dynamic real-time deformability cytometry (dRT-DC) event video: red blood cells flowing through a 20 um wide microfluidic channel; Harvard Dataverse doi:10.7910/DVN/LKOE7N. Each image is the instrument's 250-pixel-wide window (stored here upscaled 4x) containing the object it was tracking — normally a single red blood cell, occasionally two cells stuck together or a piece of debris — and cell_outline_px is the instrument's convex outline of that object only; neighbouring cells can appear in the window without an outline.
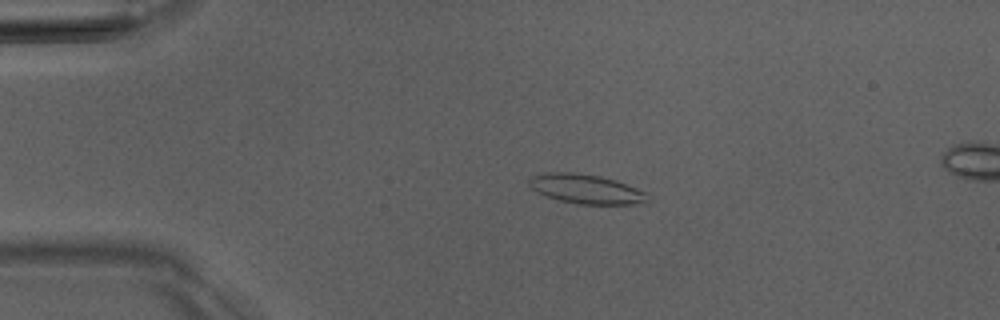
{"species": "Egyptian fruit bat (a non-hibernating species)", "species_latin": "Rousettus aegyptiacus", "temperature_condition": "room temperature", "stored_images_in_passage": 4, "camera_frame_rate_fps": 3000, "um_per_image_px": 0.085, "animal": {"sex": "male"}, "frame": {"image": 1, "passage_image": 2, "time_ms": 1.333, "image_size_px": [1000, 320], "cell_outline_px": [[652, 200], [648, 204], [576, 204], [560, 200], [536, 192], [528, 184], [528, 180], [532, 176], [544, 172], [572, 172], [600, 176], [616, 180], [648, 192]], "centroid_in_image_um": [49.9, 16.07], "position_along_channel_um": 35.1, "area_um2": 20.69}}